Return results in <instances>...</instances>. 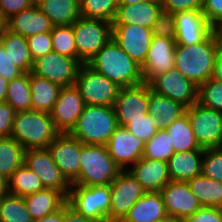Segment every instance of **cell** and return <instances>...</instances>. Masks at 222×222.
I'll return each instance as SVG.
<instances>
[{
    "mask_svg": "<svg viewBox=\"0 0 222 222\" xmlns=\"http://www.w3.org/2000/svg\"><path fill=\"white\" fill-rule=\"evenodd\" d=\"M68 205L77 213L95 222H108L111 205L110 185H72Z\"/></svg>",
    "mask_w": 222,
    "mask_h": 222,
    "instance_id": "cell-6",
    "label": "cell"
},
{
    "mask_svg": "<svg viewBox=\"0 0 222 222\" xmlns=\"http://www.w3.org/2000/svg\"><path fill=\"white\" fill-rule=\"evenodd\" d=\"M85 105L114 106L119 87L106 76L82 64L75 82Z\"/></svg>",
    "mask_w": 222,
    "mask_h": 222,
    "instance_id": "cell-8",
    "label": "cell"
},
{
    "mask_svg": "<svg viewBox=\"0 0 222 222\" xmlns=\"http://www.w3.org/2000/svg\"><path fill=\"white\" fill-rule=\"evenodd\" d=\"M31 110L50 113L59 96L61 86L29 73Z\"/></svg>",
    "mask_w": 222,
    "mask_h": 222,
    "instance_id": "cell-30",
    "label": "cell"
},
{
    "mask_svg": "<svg viewBox=\"0 0 222 222\" xmlns=\"http://www.w3.org/2000/svg\"><path fill=\"white\" fill-rule=\"evenodd\" d=\"M215 79L222 82V42L219 46L218 56H217V62L216 67L214 70V76Z\"/></svg>",
    "mask_w": 222,
    "mask_h": 222,
    "instance_id": "cell-54",
    "label": "cell"
},
{
    "mask_svg": "<svg viewBox=\"0 0 222 222\" xmlns=\"http://www.w3.org/2000/svg\"><path fill=\"white\" fill-rule=\"evenodd\" d=\"M114 109L118 126L126 127L132 120L146 117L149 111V84L120 88Z\"/></svg>",
    "mask_w": 222,
    "mask_h": 222,
    "instance_id": "cell-13",
    "label": "cell"
},
{
    "mask_svg": "<svg viewBox=\"0 0 222 222\" xmlns=\"http://www.w3.org/2000/svg\"><path fill=\"white\" fill-rule=\"evenodd\" d=\"M112 38L140 66L146 60L153 38L150 28L139 25H112Z\"/></svg>",
    "mask_w": 222,
    "mask_h": 222,
    "instance_id": "cell-19",
    "label": "cell"
},
{
    "mask_svg": "<svg viewBox=\"0 0 222 222\" xmlns=\"http://www.w3.org/2000/svg\"><path fill=\"white\" fill-rule=\"evenodd\" d=\"M8 83L9 81L0 76V102L6 101Z\"/></svg>",
    "mask_w": 222,
    "mask_h": 222,
    "instance_id": "cell-55",
    "label": "cell"
},
{
    "mask_svg": "<svg viewBox=\"0 0 222 222\" xmlns=\"http://www.w3.org/2000/svg\"><path fill=\"white\" fill-rule=\"evenodd\" d=\"M202 175L222 182V147L204 149Z\"/></svg>",
    "mask_w": 222,
    "mask_h": 222,
    "instance_id": "cell-42",
    "label": "cell"
},
{
    "mask_svg": "<svg viewBox=\"0 0 222 222\" xmlns=\"http://www.w3.org/2000/svg\"><path fill=\"white\" fill-rule=\"evenodd\" d=\"M59 133L50 113L25 110L16 113L10 137L27 150L47 148Z\"/></svg>",
    "mask_w": 222,
    "mask_h": 222,
    "instance_id": "cell-3",
    "label": "cell"
},
{
    "mask_svg": "<svg viewBox=\"0 0 222 222\" xmlns=\"http://www.w3.org/2000/svg\"><path fill=\"white\" fill-rule=\"evenodd\" d=\"M0 43L8 53L15 66L24 73H30L33 66L27 39L19 34L5 29L0 35Z\"/></svg>",
    "mask_w": 222,
    "mask_h": 222,
    "instance_id": "cell-31",
    "label": "cell"
},
{
    "mask_svg": "<svg viewBox=\"0 0 222 222\" xmlns=\"http://www.w3.org/2000/svg\"><path fill=\"white\" fill-rule=\"evenodd\" d=\"M77 59L87 64L112 38V23L80 17L73 24Z\"/></svg>",
    "mask_w": 222,
    "mask_h": 222,
    "instance_id": "cell-7",
    "label": "cell"
},
{
    "mask_svg": "<svg viewBox=\"0 0 222 222\" xmlns=\"http://www.w3.org/2000/svg\"><path fill=\"white\" fill-rule=\"evenodd\" d=\"M125 128L144 143L151 139L159 129L156 120L149 114L143 119L132 120V123Z\"/></svg>",
    "mask_w": 222,
    "mask_h": 222,
    "instance_id": "cell-43",
    "label": "cell"
},
{
    "mask_svg": "<svg viewBox=\"0 0 222 222\" xmlns=\"http://www.w3.org/2000/svg\"><path fill=\"white\" fill-rule=\"evenodd\" d=\"M196 141L203 149L222 147V111L196 102L185 111Z\"/></svg>",
    "mask_w": 222,
    "mask_h": 222,
    "instance_id": "cell-9",
    "label": "cell"
},
{
    "mask_svg": "<svg viewBox=\"0 0 222 222\" xmlns=\"http://www.w3.org/2000/svg\"><path fill=\"white\" fill-rule=\"evenodd\" d=\"M9 193L8 179L0 174V200Z\"/></svg>",
    "mask_w": 222,
    "mask_h": 222,
    "instance_id": "cell-56",
    "label": "cell"
},
{
    "mask_svg": "<svg viewBox=\"0 0 222 222\" xmlns=\"http://www.w3.org/2000/svg\"><path fill=\"white\" fill-rule=\"evenodd\" d=\"M149 86L155 93L179 102L186 108L197 102L198 86L175 67L155 77Z\"/></svg>",
    "mask_w": 222,
    "mask_h": 222,
    "instance_id": "cell-14",
    "label": "cell"
},
{
    "mask_svg": "<svg viewBox=\"0 0 222 222\" xmlns=\"http://www.w3.org/2000/svg\"><path fill=\"white\" fill-rule=\"evenodd\" d=\"M216 29L204 42L175 47L174 67L196 86L214 76L220 43Z\"/></svg>",
    "mask_w": 222,
    "mask_h": 222,
    "instance_id": "cell-1",
    "label": "cell"
},
{
    "mask_svg": "<svg viewBox=\"0 0 222 222\" xmlns=\"http://www.w3.org/2000/svg\"><path fill=\"white\" fill-rule=\"evenodd\" d=\"M87 65L121 88L138 86L144 83L141 66L113 38L87 62Z\"/></svg>",
    "mask_w": 222,
    "mask_h": 222,
    "instance_id": "cell-2",
    "label": "cell"
},
{
    "mask_svg": "<svg viewBox=\"0 0 222 222\" xmlns=\"http://www.w3.org/2000/svg\"><path fill=\"white\" fill-rule=\"evenodd\" d=\"M85 103L79 89L73 85L62 87L50 116L60 133H69L77 124Z\"/></svg>",
    "mask_w": 222,
    "mask_h": 222,
    "instance_id": "cell-15",
    "label": "cell"
},
{
    "mask_svg": "<svg viewBox=\"0 0 222 222\" xmlns=\"http://www.w3.org/2000/svg\"><path fill=\"white\" fill-rule=\"evenodd\" d=\"M53 26L72 25L80 15L79 0H36Z\"/></svg>",
    "mask_w": 222,
    "mask_h": 222,
    "instance_id": "cell-29",
    "label": "cell"
},
{
    "mask_svg": "<svg viewBox=\"0 0 222 222\" xmlns=\"http://www.w3.org/2000/svg\"><path fill=\"white\" fill-rule=\"evenodd\" d=\"M161 10L160 0L118 5L112 25H139L151 29Z\"/></svg>",
    "mask_w": 222,
    "mask_h": 222,
    "instance_id": "cell-24",
    "label": "cell"
},
{
    "mask_svg": "<svg viewBox=\"0 0 222 222\" xmlns=\"http://www.w3.org/2000/svg\"><path fill=\"white\" fill-rule=\"evenodd\" d=\"M204 150L174 153L167 161L170 180L188 182L202 174Z\"/></svg>",
    "mask_w": 222,
    "mask_h": 222,
    "instance_id": "cell-25",
    "label": "cell"
},
{
    "mask_svg": "<svg viewBox=\"0 0 222 222\" xmlns=\"http://www.w3.org/2000/svg\"><path fill=\"white\" fill-rule=\"evenodd\" d=\"M53 25L37 4L6 20V29L28 38L37 33L51 32Z\"/></svg>",
    "mask_w": 222,
    "mask_h": 222,
    "instance_id": "cell-23",
    "label": "cell"
},
{
    "mask_svg": "<svg viewBox=\"0 0 222 222\" xmlns=\"http://www.w3.org/2000/svg\"><path fill=\"white\" fill-rule=\"evenodd\" d=\"M186 107L181 103L173 101L163 95L157 94L149 86V111L159 129L169 127L173 122L182 116Z\"/></svg>",
    "mask_w": 222,
    "mask_h": 222,
    "instance_id": "cell-28",
    "label": "cell"
},
{
    "mask_svg": "<svg viewBox=\"0 0 222 222\" xmlns=\"http://www.w3.org/2000/svg\"><path fill=\"white\" fill-rule=\"evenodd\" d=\"M64 222H95L82 214L77 213L68 203L64 205Z\"/></svg>",
    "mask_w": 222,
    "mask_h": 222,
    "instance_id": "cell-52",
    "label": "cell"
},
{
    "mask_svg": "<svg viewBox=\"0 0 222 222\" xmlns=\"http://www.w3.org/2000/svg\"><path fill=\"white\" fill-rule=\"evenodd\" d=\"M144 145L123 126H118L106 144L109 155L121 170H127V165L132 166L143 157Z\"/></svg>",
    "mask_w": 222,
    "mask_h": 222,
    "instance_id": "cell-21",
    "label": "cell"
},
{
    "mask_svg": "<svg viewBox=\"0 0 222 222\" xmlns=\"http://www.w3.org/2000/svg\"><path fill=\"white\" fill-rule=\"evenodd\" d=\"M175 42L177 45H192L204 42L216 29L206 20L202 10H187L174 13Z\"/></svg>",
    "mask_w": 222,
    "mask_h": 222,
    "instance_id": "cell-17",
    "label": "cell"
},
{
    "mask_svg": "<svg viewBox=\"0 0 222 222\" xmlns=\"http://www.w3.org/2000/svg\"><path fill=\"white\" fill-rule=\"evenodd\" d=\"M146 192H160L170 182L167 162L142 157L128 171Z\"/></svg>",
    "mask_w": 222,
    "mask_h": 222,
    "instance_id": "cell-22",
    "label": "cell"
},
{
    "mask_svg": "<svg viewBox=\"0 0 222 222\" xmlns=\"http://www.w3.org/2000/svg\"><path fill=\"white\" fill-rule=\"evenodd\" d=\"M165 130L168 132L175 153L188 150H204L196 141L186 112Z\"/></svg>",
    "mask_w": 222,
    "mask_h": 222,
    "instance_id": "cell-32",
    "label": "cell"
},
{
    "mask_svg": "<svg viewBox=\"0 0 222 222\" xmlns=\"http://www.w3.org/2000/svg\"><path fill=\"white\" fill-rule=\"evenodd\" d=\"M152 35L165 38H175L176 26L172 13L161 10L151 28Z\"/></svg>",
    "mask_w": 222,
    "mask_h": 222,
    "instance_id": "cell-45",
    "label": "cell"
},
{
    "mask_svg": "<svg viewBox=\"0 0 222 222\" xmlns=\"http://www.w3.org/2000/svg\"><path fill=\"white\" fill-rule=\"evenodd\" d=\"M17 111L6 102H0V138L10 137Z\"/></svg>",
    "mask_w": 222,
    "mask_h": 222,
    "instance_id": "cell-51",
    "label": "cell"
},
{
    "mask_svg": "<svg viewBox=\"0 0 222 222\" xmlns=\"http://www.w3.org/2000/svg\"><path fill=\"white\" fill-rule=\"evenodd\" d=\"M218 31H219V33H220L221 40H222V27H220V28L218 29Z\"/></svg>",
    "mask_w": 222,
    "mask_h": 222,
    "instance_id": "cell-60",
    "label": "cell"
},
{
    "mask_svg": "<svg viewBox=\"0 0 222 222\" xmlns=\"http://www.w3.org/2000/svg\"><path fill=\"white\" fill-rule=\"evenodd\" d=\"M24 72L14 65L8 53L0 43V76L11 81L12 79L20 77Z\"/></svg>",
    "mask_w": 222,
    "mask_h": 222,
    "instance_id": "cell-49",
    "label": "cell"
},
{
    "mask_svg": "<svg viewBox=\"0 0 222 222\" xmlns=\"http://www.w3.org/2000/svg\"><path fill=\"white\" fill-rule=\"evenodd\" d=\"M44 189L40 178L24 164L8 179L9 193L16 196L25 197Z\"/></svg>",
    "mask_w": 222,
    "mask_h": 222,
    "instance_id": "cell-35",
    "label": "cell"
},
{
    "mask_svg": "<svg viewBox=\"0 0 222 222\" xmlns=\"http://www.w3.org/2000/svg\"><path fill=\"white\" fill-rule=\"evenodd\" d=\"M162 10L177 13L187 10H202L203 0H160Z\"/></svg>",
    "mask_w": 222,
    "mask_h": 222,
    "instance_id": "cell-48",
    "label": "cell"
},
{
    "mask_svg": "<svg viewBox=\"0 0 222 222\" xmlns=\"http://www.w3.org/2000/svg\"><path fill=\"white\" fill-rule=\"evenodd\" d=\"M36 4V0H0V13L5 20Z\"/></svg>",
    "mask_w": 222,
    "mask_h": 222,
    "instance_id": "cell-50",
    "label": "cell"
},
{
    "mask_svg": "<svg viewBox=\"0 0 222 222\" xmlns=\"http://www.w3.org/2000/svg\"><path fill=\"white\" fill-rule=\"evenodd\" d=\"M80 15L84 18L113 23L118 9V0H79Z\"/></svg>",
    "mask_w": 222,
    "mask_h": 222,
    "instance_id": "cell-37",
    "label": "cell"
},
{
    "mask_svg": "<svg viewBox=\"0 0 222 222\" xmlns=\"http://www.w3.org/2000/svg\"><path fill=\"white\" fill-rule=\"evenodd\" d=\"M122 170L109 155L106 145L83 144L80 174L72 185H110Z\"/></svg>",
    "mask_w": 222,
    "mask_h": 222,
    "instance_id": "cell-5",
    "label": "cell"
},
{
    "mask_svg": "<svg viewBox=\"0 0 222 222\" xmlns=\"http://www.w3.org/2000/svg\"><path fill=\"white\" fill-rule=\"evenodd\" d=\"M24 147L13 137L0 138V174L6 179L24 164Z\"/></svg>",
    "mask_w": 222,
    "mask_h": 222,
    "instance_id": "cell-34",
    "label": "cell"
},
{
    "mask_svg": "<svg viewBox=\"0 0 222 222\" xmlns=\"http://www.w3.org/2000/svg\"><path fill=\"white\" fill-rule=\"evenodd\" d=\"M81 65L77 58L51 51L33 61L31 73L61 87H68L75 85Z\"/></svg>",
    "mask_w": 222,
    "mask_h": 222,
    "instance_id": "cell-10",
    "label": "cell"
},
{
    "mask_svg": "<svg viewBox=\"0 0 222 222\" xmlns=\"http://www.w3.org/2000/svg\"><path fill=\"white\" fill-rule=\"evenodd\" d=\"M160 193L169 216L185 219L202 206L192 193L188 182L171 180Z\"/></svg>",
    "mask_w": 222,
    "mask_h": 222,
    "instance_id": "cell-20",
    "label": "cell"
},
{
    "mask_svg": "<svg viewBox=\"0 0 222 222\" xmlns=\"http://www.w3.org/2000/svg\"><path fill=\"white\" fill-rule=\"evenodd\" d=\"M111 205L108 222H121L146 191L128 172L122 170L110 184Z\"/></svg>",
    "mask_w": 222,
    "mask_h": 222,
    "instance_id": "cell-11",
    "label": "cell"
},
{
    "mask_svg": "<svg viewBox=\"0 0 222 222\" xmlns=\"http://www.w3.org/2000/svg\"><path fill=\"white\" fill-rule=\"evenodd\" d=\"M202 12L215 29L222 27V0H203Z\"/></svg>",
    "mask_w": 222,
    "mask_h": 222,
    "instance_id": "cell-47",
    "label": "cell"
},
{
    "mask_svg": "<svg viewBox=\"0 0 222 222\" xmlns=\"http://www.w3.org/2000/svg\"><path fill=\"white\" fill-rule=\"evenodd\" d=\"M188 184L202 206L222 208V182L201 174L190 179Z\"/></svg>",
    "mask_w": 222,
    "mask_h": 222,
    "instance_id": "cell-33",
    "label": "cell"
},
{
    "mask_svg": "<svg viewBox=\"0 0 222 222\" xmlns=\"http://www.w3.org/2000/svg\"><path fill=\"white\" fill-rule=\"evenodd\" d=\"M158 222H184V220L179 217L167 215L165 218L161 219Z\"/></svg>",
    "mask_w": 222,
    "mask_h": 222,
    "instance_id": "cell-57",
    "label": "cell"
},
{
    "mask_svg": "<svg viewBox=\"0 0 222 222\" xmlns=\"http://www.w3.org/2000/svg\"><path fill=\"white\" fill-rule=\"evenodd\" d=\"M175 38L153 36L141 72L144 83L149 84L155 77L174 68Z\"/></svg>",
    "mask_w": 222,
    "mask_h": 222,
    "instance_id": "cell-18",
    "label": "cell"
},
{
    "mask_svg": "<svg viewBox=\"0 0 222 222\" xmlns=\"http://www.w3.org/2000/svg\"><path fill=\"white\" fill-rule=\"evenodd\" d=\"M24 165L40 178L44 188L55 189L68 197L71 183L53 161L48 148L25 150Z\"/></svg>",
    "mask_w": 222,
    "mask_h": 222,
    "instance_id": "cell-12",
    "label": "cell"
},
{
    "mask_svg": "<svg viewBox=\"0 0 222 222\" xmlns=\"http://www.w3.org/2000/svg\"><path fill=\"white\" fill-rule=\"evenodd\" d=\"M24 197L8 193L0 200V222H33Z\"/></svg>",
    "mask_w": 222,
    "mask_h": 222,
    "instance_id": "cell-38",
    "label": "cell"
},
{
    "mask_svg": "<svg viewBox=\"0 0 222 222\" xmlns=\"http://www.w3.org/2000/svg\"><path fill=\"white\" fill-rule=\"evenodd\" d=\"M24 200L33 220L54 213L67 203V197L62 192L47 188L25 196Z\"/></svg>",
    "mask_w": 222,
    "mask_h": 222,
    "instance_id": "cell-27",
    "label": "cell"
},
{
    "mask_svg": "<svg viewBox=\"0 0 222 222\" xmlns=\"http://www.w3.org/2000/svg\"><path fill=\"white\" fill-rule=\"evenodd\" d=\"M183 220L184 222H222V208L201 206Z\"/></svg>",
    "mask_w": 222,
    "mask_h": 222,
    "instance_id": "cell-46",
    "label": "cell"
},
{
    "mask_svg": "<svg viewBox=\"0 0 222 222\" xmlns=\"http://www.w3.org/2000/svg\"><path fill=\"white\" fill-rule=\"evenodd\" d=\"M146 1H152V0H118V5H128V4H134Z\"/></svg>",
    "mask_w": 222,
    "mask_h": 222,
    "instance_id": "cell-58",
    "label": "cell"
},
{
    "mask_svg": "<svg viewBox=\"0 0 222 222\" xmlns=\"http://www.w3.org/2000/svg\"><path fill=\"white\" fill-rule=\"evenodd\" d=\"M6 29V20L3 18L2 14L0 13V35Z\"/></svg>",
    "mask_w": 222,
    "mask_h": 222,
    "instance_id": "cell-59",
    "label": "cell"
},
{
    "mask_svg": "<svg viewBox=\"0 0 222 222\" xmlns=\"http://www.w3.org/2000/svg\"><path fill=\"white\" fill-rule=\"evenodd\" d=\"M50 34L54 52L71 58H77L72 25L53 26Z\"/></svg>",
    "mask_w": 222,
    "mask_h": 222,
    "instance_id": "cell-40",
    "label": "cell"
},
{
    "mask_svg": "<svg viewBox=\"0 0 222 222\" xmlns=\"http://www.w3.org/2000/svg\"><path fill=\"white\" fill-rule=\"evenodd\" d=\"M167 216L160 192H146L121 222H158Z\"/></svg>",
    "mask_w": 222,
    "mask_h": 222,
    "instance_id": "cell-26",
    "label": "cell"
},
{
    "mask_svg": "<svg viewBox=\"0 0 222 222\" xmlns=\"http://www.w3.org/2000/svg\"><path fill=\"white\" fill-rule=\"evenodd\" d=\"M117 128L114 106L85 105L69 133L83 144L106 145Z\"/></svg>",
    "mask_w": 222,
    "mask_h": 222,
    "instance_id": "cell-4",
    "label": "cell"
},
{
    "mask_svg": "<svg viewBox=\"0 0 222 222\" xmlns=\"http://www.w3.org/2000/svg\"><path fill=\"white\" fill-rule=\"evenodd\" d=\"M33 222H64V206L56 212L46 215L41 219L34 220Z\"/></svg>",
    "mask_w": 222,
    "mask_h": 222,
    "instance_id": "cell-53",
    "label": "cell"
},
{
    "mask_svg": "<svg viewBox=\"0 0 222 222\" xmlns=\"http://www.w3.org/2000/svg\"><path fill=\"white\" fill-rule=\"evenodd\" d=\"M83 143L70 133H59L47 147L52 159L66 179L72 183L80 174V152Z\"/></svg>",
    "mask_w": 222,
    "mask_h": 222,
    "instance_id": "cell-16",
    "label": "cell"
},
{
    "mask_svg": "<svg viewBox=\"0 0 222 222\" xmlns=\"http://www.w3.org/2000/svg\"><path fill=\"white\" fill-rule=\"evenodd\" d=\"M197 102L214 110L222 111V82L214 77L198 86Z\"/></svg>",
    "mask_w": 222,
    "mask_h": 222,
    "instance_id": "cell-41",
    "label": "cell"
},
{
    "mask_svg": "<svg viewBox=\"0 0 222 222\" xmlns=\"http://www.w3.org/2000/svg\"><path fill=\"white\" fill-rule=\"evenodd\" d=\"M174 153L168 132L162 128L145 143L143 157L167 162Z\"/></svg>",
    "mask_w": 222,
    "mask_h": 222,
    "instance_id": "cell-39",
    "label": "cell"
},
{
    "mask_svg": "<svg viewBox=\"0 0 222 222\" xmlns=\"http://www.w3.org/2000/svg\"><path fill=\"white\" fill-rule=\"evenodd\" d=\"M26 39L33 61L53 51L50 32L37 33Z\"/></svg>",
    "mask_w": 222,
    "mask_h": 222,
    "instance_id": "cell-44",
    "label": "cell"
},
{
    "mask_svg": "<svg viewBox=\"0 0 222 222\" xmlns=\"http://www.w3.org/2000/svg\"><path fill=\"white\" fill-rule=\"evenodd\" d=\"M5 102L17 112L31 110L29 73H24L9 81Z\"/></svg>",
    "mask_w": 222,
    "mask_h": 222,
    "instance_id": "cell-36",
    "label": "cell"
}]
</instances>
